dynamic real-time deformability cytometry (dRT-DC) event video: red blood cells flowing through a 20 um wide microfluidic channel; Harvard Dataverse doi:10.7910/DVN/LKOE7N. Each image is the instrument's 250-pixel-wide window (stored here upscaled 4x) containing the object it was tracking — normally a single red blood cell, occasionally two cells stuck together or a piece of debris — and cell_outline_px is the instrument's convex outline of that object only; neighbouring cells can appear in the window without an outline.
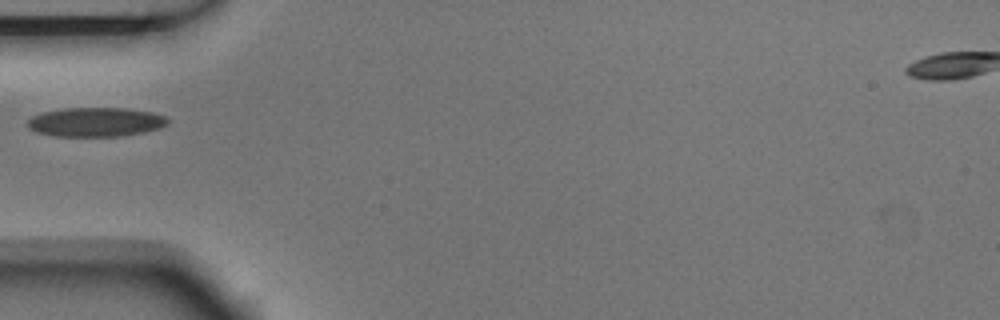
{"species": "Egyptian fruit bat (a non-hibernating species)", "species_latin": "Rousettus aegyptiacus", "temperature_condition": "room temperature", "stored_images_in_passage": 1, "camera_frame_rate_fps": 3000, "um_per_image_px": 0.085, "animal": {"sex": "male"}, "frame": {"image": 1, "passage_image": 1, "time_ms": 0.0, "image_size_px": [1000, 320], "cell_outline_px": [[168, 124], [160, 128], [140, 132], [116, 136], [56, 136], [36, 132], [28, 128], [28, 120], [32, 116], [44, 112], [64, 108], [128, 108], [152, 112], [164, 116], [168, 120]], "centroid_in_image_um": [8.12, 10.36], "position_along_channel_um": 76.9, "area_um2": 23.64}}